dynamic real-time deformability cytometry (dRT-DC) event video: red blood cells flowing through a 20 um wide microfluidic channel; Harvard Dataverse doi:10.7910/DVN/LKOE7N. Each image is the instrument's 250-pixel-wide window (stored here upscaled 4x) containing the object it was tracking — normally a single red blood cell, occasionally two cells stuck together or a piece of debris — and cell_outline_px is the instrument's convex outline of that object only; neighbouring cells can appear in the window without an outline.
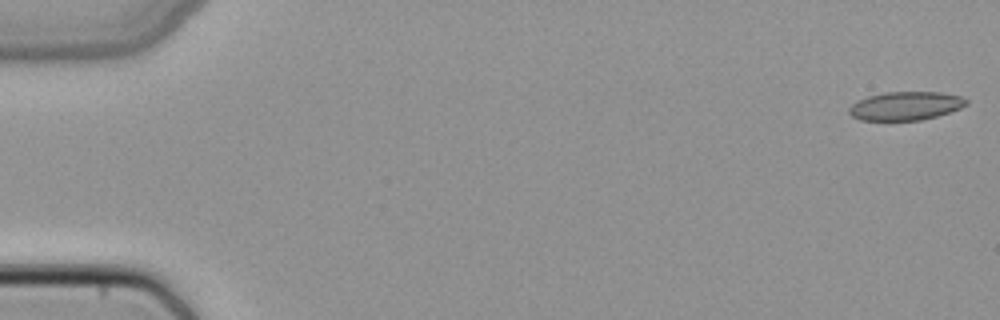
{"species": "common noctule bat (a hibernating species)", "species_latin": "Nyctalus noctula", "temperature_condition": "cold", "stored_images_in_passage": 49, "camera_frame_rate_fps": 3000, "um_per_image_px": 0.085, "animal": {"sex": "female", "body_mass_g": 22.7, "forearm_length_mm": 54.2}, "frame": {"image": 1, "passage_image": 1, "time_ms": 0.0, "image_size_px": [1000, 320], "cell_outline_px": [[968, 104], [960, 108], [936, 116], [920, 120], [860, 120], [852, 116], [848, 112], [848, 108], [852, 104], [868, 96], [884, 92], [940, 92], [960, 96], [968, 100]], "centroid_in_image_um": [76.97, 9.0], "position_along_channel_um": 8.0, "area_um2": 19.36}}
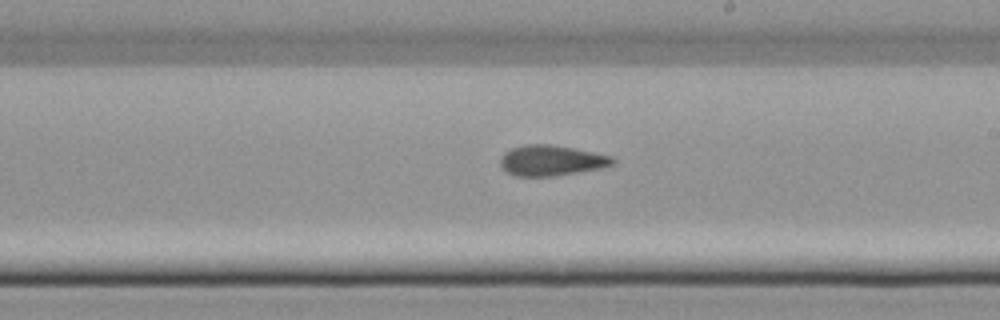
{"frame": {"image": 2, "passage_image": 29, "time_ms": 9.333, "image_size_px": [1000, 320], "cell_outline_px": [[616, 164], [600, 168], [552, 176], [516, 176], [508, 172], [500, 164], [500, 156], [504, 152], [512, 148], [524, 144], [552, 144], [612, 156], [616, 160]], "centroid_in_image_um": [46.86, 13.63], "position_along_channel_um": 242.1, "area_um2": 19.88}}
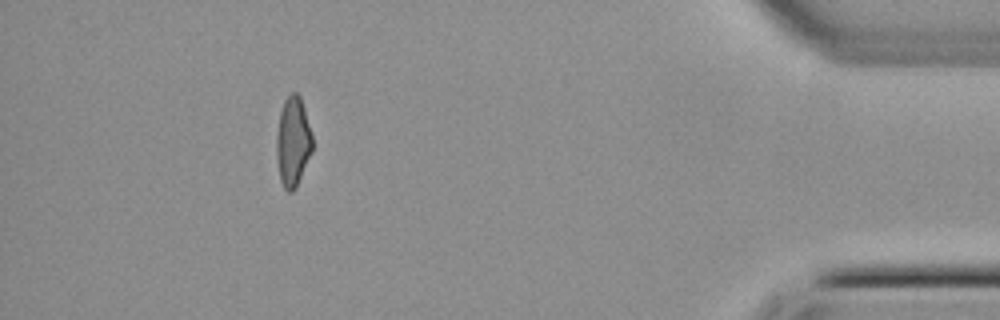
{"frame": {"image": 3, "passage_image": 45, "time_ms": 14.667, "image_size_px": [1000, 320], "cell_outline_px": [[312, 152], [296, 188], [292, 192], [288, 192], [284, 188], [280, 180], [276, 156], [276, 136], [280, 112], [284, 100], [292, 92], [296, 92], [300, 96], [304, 108], [312, 136]], "centroid_in_image_um": [24.89, 12.06], "position_along_channel_um": 410.3, "area_um2": 18.79}}